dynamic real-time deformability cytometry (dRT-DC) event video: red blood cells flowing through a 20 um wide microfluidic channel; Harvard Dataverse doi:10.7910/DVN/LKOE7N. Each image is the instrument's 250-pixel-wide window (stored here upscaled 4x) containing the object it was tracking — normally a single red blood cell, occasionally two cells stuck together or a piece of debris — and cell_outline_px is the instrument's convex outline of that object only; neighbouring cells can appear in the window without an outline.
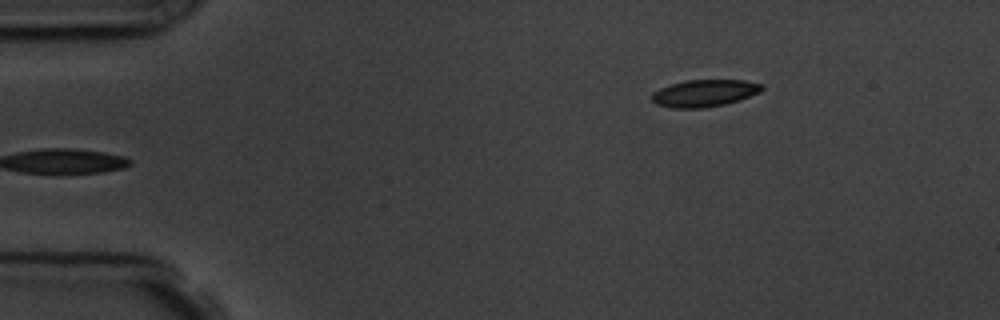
{"species": "common noctule bat (a hibernating species)", "species_latin": "Nyctalus noctula", "temperature_condition": "room temperature", "stored_images_in_passage": 5, "camera_frame_rate_fps": 3000, "um_per_image_px": 0.085, "animal": {"sex": "male", "body_mass_g": 19.5, "forearm_length_mm": 54.6}, "frame": {"image": 1, "passage_image": 5, "time_ms": 4.667, "image_size_px": [1000, 320], "cell_outline_px": [[764, 88], [760, 92], [724, 104], [704, 108], [672, 108], [656, 104], [652, 100], [652, 92], [660, 88], [672, 84], [688, 80], [744, 80], [764, 84]], "centroid_in_image_um": [59.87, 7.91], "position_along_channel_um": 25.1, "area_um2": 17.22}}